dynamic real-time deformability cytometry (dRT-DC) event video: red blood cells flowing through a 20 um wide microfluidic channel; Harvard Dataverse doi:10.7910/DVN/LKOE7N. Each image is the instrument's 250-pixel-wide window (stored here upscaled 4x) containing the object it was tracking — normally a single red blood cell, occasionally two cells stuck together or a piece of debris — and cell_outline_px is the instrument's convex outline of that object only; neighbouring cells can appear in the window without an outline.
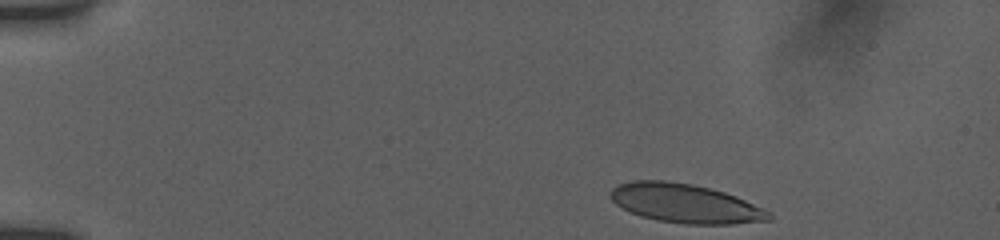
{"species": "human", "species_latin": "Homo sapiens", "temperature_condition": "room temperature", "stored_images_in_passage": 9, "camera_frame_rate_fps": 3000, "um_per_image_px": 0.085, "donor": {"sex": "female"}, "frame": {"image": 1, "passage_image": 1, "time_ms": 0.0, "image_size_px": [1000, 240], "cell_outline_px": [[772, 220], [732, 224], [684, 224], [656, 220], [640, 216], [628, 212], [616, 204], [608, 196], [612, 188], [620, 184], [632, 180], [664, 180], [692, 184], [724, 192], [736, 196], [764, 208], [772, 212]], "centroid_in_image_um": [58.24, 17.3], "position_along_channel_um": 26.8, "area_um2": 36.3}}
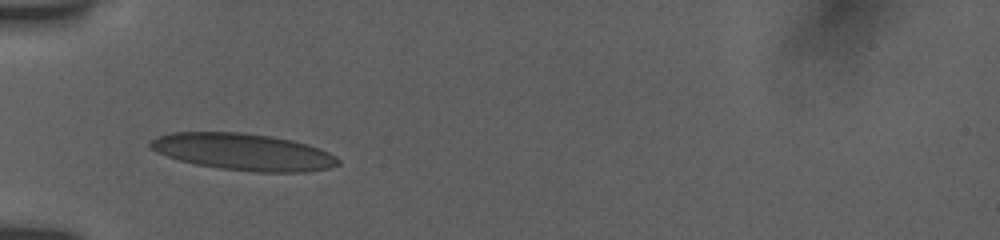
{"frame": {"image": 2, "passage_image": 7, "time_ms": 3.333, "image_size_px": [1000, 240], "cell_outline_px": [[340, 164], [328, 168], [304, 172], [256, 172], [220, 168], [196, 164], [180, 160], [156, 152], [148, 144], [148, 140], [156, 136], [172, 132], [240, 132], [272, 136], [292, 140], [320, 148], [336, 156], [340, 160]], "centroid_in_image_um": [20.67, 12.9], "position_along_channel_um": 64.3, "area_um2": 40.34}}
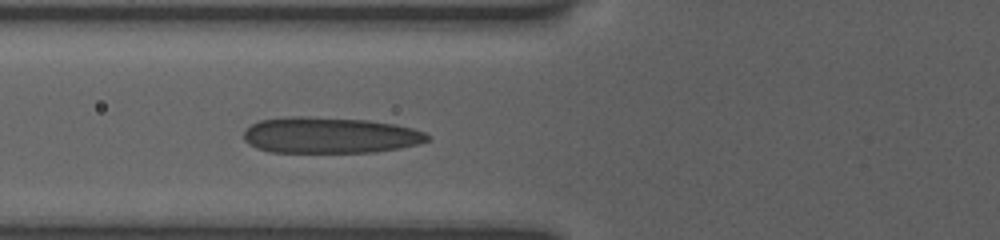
{"frame": {"image": 3, "passage_image": 9, "time_ms": 4.333, "image_size_px": [1000, 240], "cell_outline_px": [[428, 140], [416, 144], [400, 148], [376, 152], [272, 152], [256, 148], [248, 144], [244, 140], [244, 132], [252, 124], [260, 120], [288, 116], [308, 116], [368, 120], [396, 124], [412, 128], [424, 132], [428, 136]], "centroid_in_image_um": [28.01, 11.49], "position_along_channel_um": 97.8, "area_um2": 38.67}}